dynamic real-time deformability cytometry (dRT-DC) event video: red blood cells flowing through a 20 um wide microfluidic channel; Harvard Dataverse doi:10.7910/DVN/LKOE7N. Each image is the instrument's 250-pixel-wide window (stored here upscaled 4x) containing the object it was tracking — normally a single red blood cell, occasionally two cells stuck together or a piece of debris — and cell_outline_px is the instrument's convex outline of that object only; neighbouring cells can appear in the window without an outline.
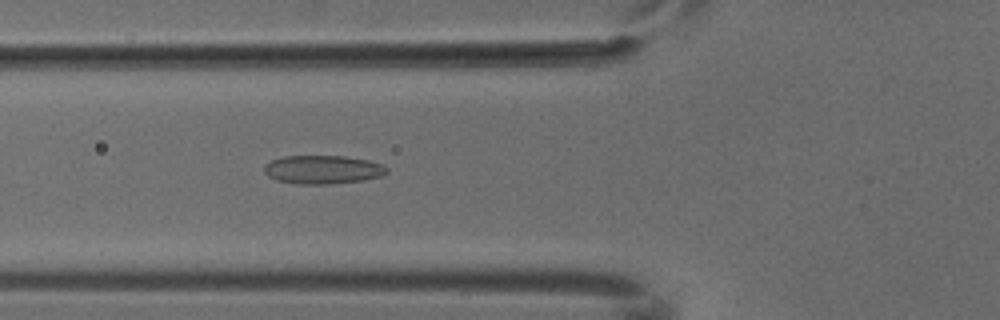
{"species": "common noctule bat (a hibernating species)", "species_latin": "Nyctalus noctula", "temperature_condition": "cold", "stored_images_in_passage": 4, "camera_frame_rate_fps": 3000, "um_per_image_px": 0.085, "animal": {"sex": "male", "body_mass_g": 18.8}, "frame": {"image": 1, "passage_image": 4, "time_ms": 1.0, "image_size_px": [1000, 320], "cell_outline_px": [[388, 172], [380, 176], [364, 180], [332, 184], [296, 184], [276, 180], [268, 176], [264, 172], [264, 168], [272, 160], [284, 156], [344, 156], [368, 160], [384, 164], [388, 168]], "centroid_in_image_um": [27.47, 14.42], "position_along_channel_um": 98.3, "area_um2": 20.46}}